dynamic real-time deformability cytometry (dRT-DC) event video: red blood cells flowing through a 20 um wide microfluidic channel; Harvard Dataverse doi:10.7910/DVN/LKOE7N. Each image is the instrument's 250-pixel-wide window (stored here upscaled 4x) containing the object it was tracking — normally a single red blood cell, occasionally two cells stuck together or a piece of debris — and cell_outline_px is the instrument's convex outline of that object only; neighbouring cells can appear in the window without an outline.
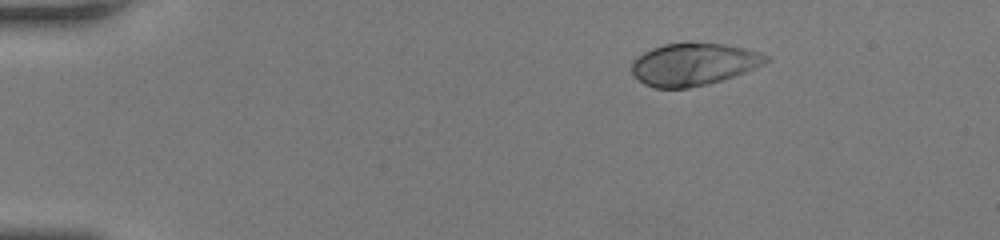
{"species": "human", "species_latin": "Homo sapiens", "temperature_condition": "room temperature", "stored_images_in_passage": 46, "camera_frame_rate_fps": 3000, "um_per_image_px": 0.085, "donor": {"sex": "female"}, "frame": {"image": 1, "passage_image": 1, "time_ms": 0.0, "image_size_px": [1000, 240], "cell_outline_px": [[772, 56], [764, 64], [744, 72], [708, 84], [688, 88], [656, 88], [644, 84], [632, 72], [632, 60], [636, 56], [652, 48], [664, 44], [724, 44], [744, 48], [760, 52]], "centroid_in_image_um": [58.95, 5.47], "position_along_channel_um": 26.0, "area_um2": 32.71}}
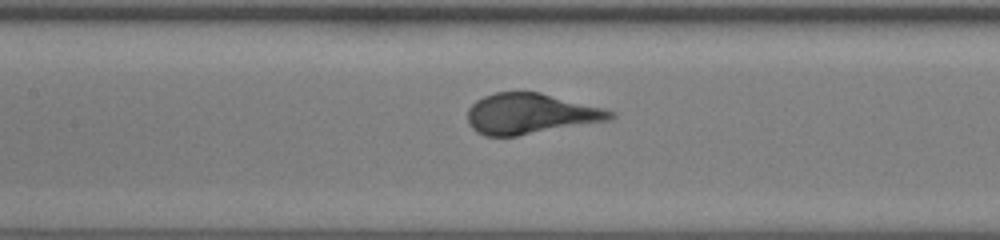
{"frame": {"image": 2, "passage_image": 19, "time_ms": 6.0, "image_size_px": [1000, 240], "cell_outline_px": [[616, 116], [612, 120], [516, 136], [484, 136], [476, 132], [468, 124], [468, 108], [476, 100], [484, 96], [496, 92], [540, 92], [604, 108], [616, 112]], "centroid_in_image_um": [45.1, 9.67], "position_along_channel_um": 162.3, "area_um2": 33.93}}
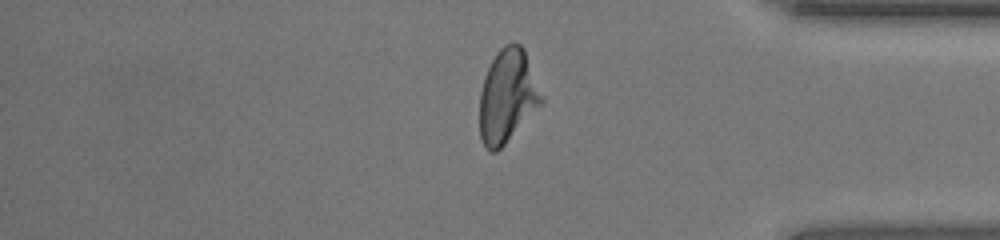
{"frame": {"image": 3, "passage_image": 38, "time_ms": 12.333, "image_size_px": [1000, 240], "cell_outline_px": [[544, 100], [504, 144], [496, 152], [488, 152], [484, 148], [480, 140], [480, 92], [484, 76], [496, 52], [504, 44], [520, 44], [524, 48], [544, 96]], "centroid_in_image_um": [43.12, 8.16], "position_along_channel_um": 392.1, "area_um2": 33.52}}